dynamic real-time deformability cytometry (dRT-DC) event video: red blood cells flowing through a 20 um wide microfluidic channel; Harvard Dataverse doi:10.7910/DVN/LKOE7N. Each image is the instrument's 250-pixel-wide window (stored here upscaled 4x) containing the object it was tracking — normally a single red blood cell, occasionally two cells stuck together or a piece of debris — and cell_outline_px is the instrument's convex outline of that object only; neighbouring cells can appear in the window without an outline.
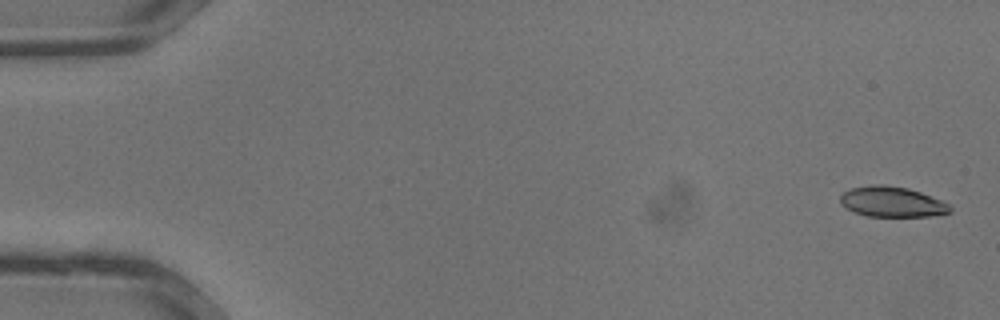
{"species": "common noctule bat (a hibernating species)", "species_latin": "Nyctalus noctula", "temperature_condition": "warm", "stored_images_in_passage": 13, "camera_frame_rate_fps": 3000, "um_per_image_px": 0.085, "animal": {"sex": "male", "body_mass_g": 13.3}, "frame": {"image": 1, "passage_image": 1, "time_ms": 0.0, "image_size_px": [1000, 320], "cell_outline_px": [[952, 212], [928, 216], [868, 216], [852, 212], [840, 204], [840, 196], [844, 192], [852, 188], [872, 184], [880, 184], [908, 188], [920, 192], [940, 200], [948, 204], [952, 208]], "centroid_in_image_um": [75.79, 17.15], "position_along_channel_um": 9.2, "area_um2": 19.36}}
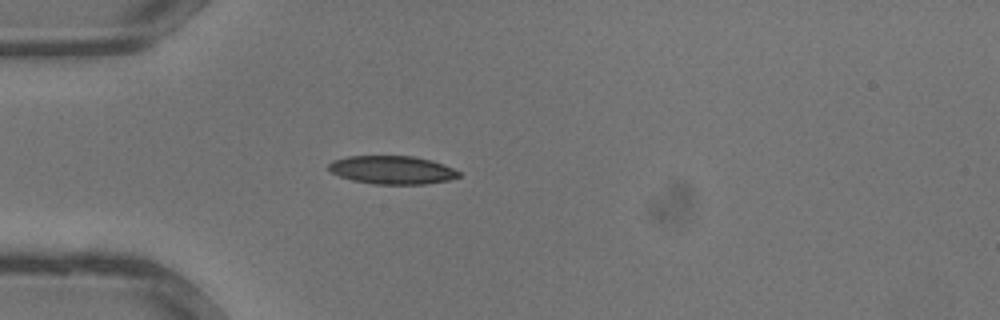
{"frame": {"image": 2, "passage_image": 10, "time_ms": 3.0, "image_size_px": [1000, 320], "cell_outline_px": [[460, 176], [448, 180], [424, 184], [372, 184], [352, 180], [340, 176], [332, 172], [328, 168], [328, 164], [332, 160], [348, 156], [412, 156], [432, 160], [452, 168], [460, 172]], "centroid_in_image_um": [33.31, 14.44], "position_along_channel_um": 51.7, "area_um2": 21.39}}
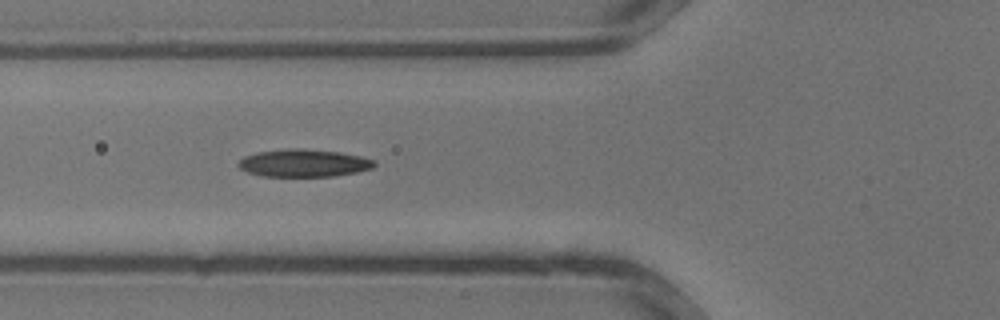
{"frame": {"image": 3, "passage_image": 13, "time_ms": 4.0, "image_size_px": [1000, 320], "cell_outline_px": [[376, 164], [372, 168], [356, 172], [336, 176], [260, 176], [248, 172], [240, 168], [236, 164], [244, 156], [256, 152], [288, 148], [304, 148], [340, 152], [360, 156], [376, 160]], "centroid_in_image_um": [25.81, 13.85], "position_along_channel_um": 100.0, "area_um2": 22.02}}